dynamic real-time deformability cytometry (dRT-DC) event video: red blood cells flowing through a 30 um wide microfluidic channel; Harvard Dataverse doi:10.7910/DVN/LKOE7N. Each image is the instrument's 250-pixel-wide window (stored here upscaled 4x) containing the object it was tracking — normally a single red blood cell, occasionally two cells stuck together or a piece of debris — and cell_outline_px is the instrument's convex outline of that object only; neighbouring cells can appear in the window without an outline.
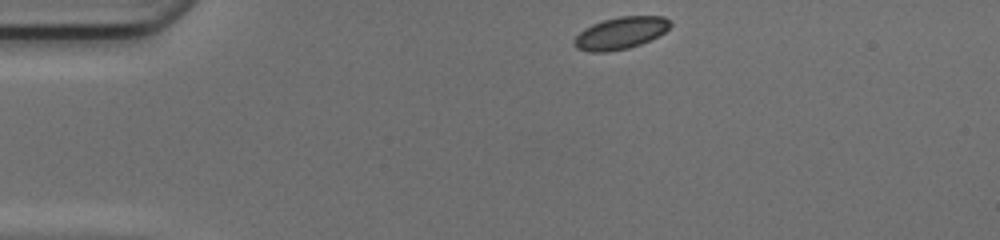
{"species": "common noctule bat (a hibernating species)", "species_latin": "Nyctalus noctula", "temperature_condition": "cold", "stored_images_in_passage": 41, "camera_frame_rate_fps": 3000, "um_per_image_px": 0.085, "animal": {"sex": "female", "body_mass_g": 17.0, "forearm_length_mm": 48.0}, "frame": {"image": 1, "passage_image": 1, "time_ms": 0.0, "image_size_px": [1000, 240], "cell_outline_px": [[672, 24], [664, 32], [640, 44], [628, 48], [608, 52], [588, 52], [576, 48], [572, 44], [572, 40], [584, 28], [592, 24], [604, 20], [620, 16], [664, 16]], "centroid_in_image_um": [52.69, 2.82], "position_along_channel_um": 32.3, "area_um2": 17.92}}
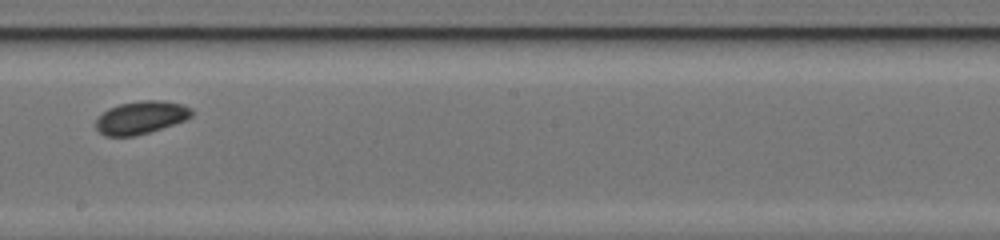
{"frame": {"image": 2, "passage_image": 20, "time_ms": 6.333, "image_size_px": [1000, 240], "cell_outline_px": [[192, 116], [184, 120], [136, 136], [104, 136], [96, 128], [96, 120], [108, 108], [120, 104], [144, 100], [160, 100], [180, 104], [192, 108]], "centroid_in_image_um": [11.96, 9.99], "position_along_channel_um": 236.2, "area_um2": 18.03}}
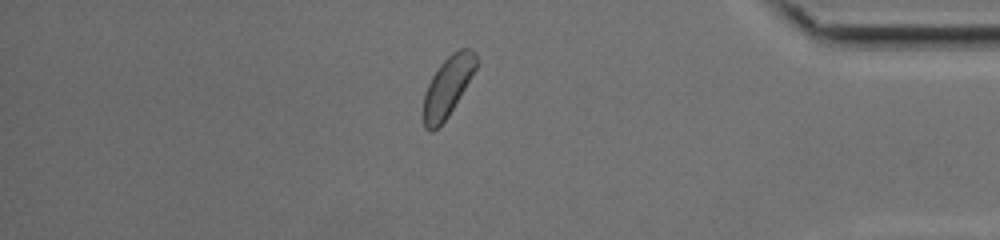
{"frame": {"image": 3, "passage_image": 34, "time_ms": 11.0, "image_size_px": [1000, 240], "cell_outline_px": [[476, 68], [448, 116], [432, 132], [428, 132], [424, 128], [424, 96], [428, 84], [432, 76], [440, 64], [452, 52], [460, 48], [472, 48], [476, 56]], "centroid_in_image_um": [38.04, 7.34], "position_along_channel_um": 397.2, "area_um2": 17.98}, "authors_computed_cell_mechanics": {"area_um2": 18.5538, "velocity_mm_per_s": 4.1326, "shape_relaxation_time_tau1_ms": null, "shape_relaxation_time_tau2_ms": 3.2834, "deformation_change_tau1": null, "deformation_change_tau2": 0.0572}}